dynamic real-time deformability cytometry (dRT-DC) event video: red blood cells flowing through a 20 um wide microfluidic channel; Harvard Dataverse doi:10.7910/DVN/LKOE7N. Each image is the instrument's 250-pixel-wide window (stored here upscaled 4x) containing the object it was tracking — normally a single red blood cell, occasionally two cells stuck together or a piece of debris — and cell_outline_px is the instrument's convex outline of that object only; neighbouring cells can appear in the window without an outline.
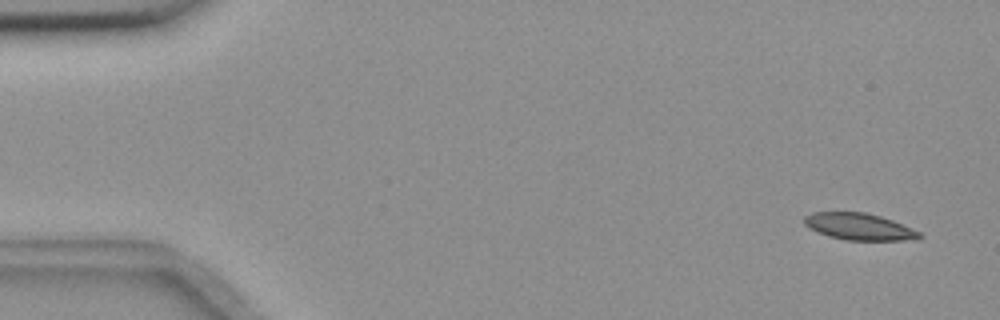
{"species": "common noctule bat (a hibernating species)", "species_latin": "Nyctalus noctula", "temperature_condition": "room temperature", "stored_images_in_passage": 4, "camera_frame_rate_fps": 3000, "um_per_image_px": 0.085, "animal": {"sex": "female", "body_mass_g": 18.4}, "frame": {"image": 1, "passage_image": 1, "time_ms": 0.0, "image_size_px": [1000, 320], "cell_outline_px": [[924, 236], [904, 240], [848, 240], [828, 236], [804, 224], [804, 216], [812, 212], [864, 212], [880, 216], [892, 220], [920, 232]], "centroid_in_image_um": [73.01, 19.25], "position_along_channel_um": 12.0, "area_um2": 17.63}}